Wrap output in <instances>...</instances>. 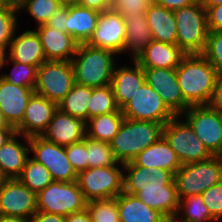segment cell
<instances>
[{
  "mask_svg": "<svg viewBox=\"0 0 222 222\" xmlns=\"http://www.w3.org/2000/svg\"><path fill=\"white\" fill-rule=\"evenodd\" d=\"M147 10H140L135 16H124L126 35L124 53L132 52V60H136L153 41L151 30L146 19Z\"/></svg>",
  "mask_w": 222,
  "mask_h": 222,
  "instance_id": "obj_26",
  "label": "cell"
},
{
  "mask_svg": "<svg viewBox=\"0 0 222 222\" xmlns=\"http://www.w3.org/2000/svg\"><path fill=\"white\" fill-rule=\"evenodd\" d=\"M124 118L120 109L117 112L92 117L86 122V136L109 143L118 133Z\"/></svg>",
  "mask_w": 222,
  "mask_h": 222,
  "instance_id": "obj_30",
  "label": "cell"
},
{
  "mask_svg": "<svg viewBox=\"0 0 222 222\" xmlns=\"http://www.w3.org/2000/svg\"><path fill=\"white\" fill-rule=\"evenodd\" d=\"M177 25V46L186 54H201L209 33L205 8L191 4L173 11Z\"/></svg>",
  "mask_w": 222,
  "mask_h": 222,
  "instance_id": "obj_6",
  "label": "cell"
},
{
  "mask_svg": "<svg viewBox=\"0 0 222 222\" xmlns=\"http://www.w3.org/2000/svg\"><path fill=\"white\" fill-rule=\"evenodd\" d=\"M181 116L212 155L222 156V113L199 105L190 106Z\"/></svg>",
  "mask_w": 222,
  "mask_h": 222,
  "instance_id": "obj_11",
  "label": "cell"
},
{
  "mask_svg": "<svg viewBox=\"0 0 222 222\" xmlns=\"http://www.w3.org/2000/svg\"><path fill=\"white\" fill-rule=\"evenodd\" d=\"M9 51L6 55L16 62L36 66L46 61L43 53L41 39L36 30H25L18 35L15 33Z\"/></svg>",
  "mask_w": 222,
  "mask_h": 222,
  "instance_id": "obj_23",
  "label": "cell"
},
{
  "mask_svg": "<svg viewBox=\"0 0 222 222\" xmlns=\"http://www.w3.org/2000/svg\"><path fill=\"white\" fill-rule=\"evenodd\" d=\"M92 87L75 83L71 91L58 103V109L75 118L88 120V102L91 98Z\"/></svg>",
  "mask_w": 222,
  "mask_h": 222,
  "instance_id": "obj_31",
  "label": "cell"
},
{
  "mask_svg": "<svg viewBox=\"0 0 222 222\" xmlns=\"http://www.w3.org/2000/svg\"><path fill=\"white\" fill-rule=\"evenodd\" d=\"M4 177L2 176V174L0 173V185H1V183L4 181Z\"/></svg>",
  "mask_w": 222,
  "mask_h": 222,
  "instance_id": "obj_57",
  "label": "cell"
},
{
  "mask_svg": "<svg viewBox=\"0 0 222 222\" xmlns=\"http://www.w3.org/2000/svg\"><path fill=\"white\" fill-rule=\"evenodd\" d=\"M174 182L179 199L201 195L222 182V156L213 155L204 161L182 165L174 174Z\"/></svg>",
  "mask_w": 222,
  "mask_h": 222,
  "instance_id": "obj_5",
  "label": "cell"
},
{
  "mask_svg": "<svg viewBox=\"0 0 222 222\" xmlns=\"http://www.w3.org/2000/svg\"><path fill=\"white\" fill-rule=\"evenodd\" d=\"M146 19L153 40L176 44L177 25L172 10L152 2L148 7Z\"/></svg>",
  "mask_w": 222,
  "mask_h": 222,
  "instance_id": "obj_29",
  "label": "cell"
},
{
  "mask_svg": "<svg viewBox=\"0 0 222 222\" xmlns=\"http://www.w3.org/2000/svg\"><path fill=\"white\" fill-rule=\"evenodd\" d=\"M31 158L43 164L54 181L75 182L78 173L67 158L65 147L45 140L41 136L29 137Z\"/></svg>",
  "mask_w": 222,
  "mask_h": 222,
  "instance_id": "obj_12",
  "label": "cell"
},
{
  "mask_svg": "<svg viewBox=\"0 0 222 222\" xmlns=\"http://www.w3.org/2000/svg\"><path fill=\"white\" fill-rule=\"evenodd\" d=\"M193 4H200L204 5L206 3V0H191Z\"/></svg>",
  "mask_w": 222,
  "mask_h": 222,
  "instance_id": "obj_56",
  "label": "cell"
},
{
  "mask_svg": "<svg viewBox=\"0 0 222 222\" xmlns=\"http://www.w3.org/2000/svg\"><path fill=\"white\" fill-rule=\"evenodd\" d=\"M201 196L209 213L218 222L222 218V182L211 186Z\"/></svg>",
  "mask_w": 222,
  "mask_h": 222,
  "instance_id": "obj_42",
  "label": "cell"
},
{
  "mask_svg": "<svg viewBox=\"0 0 222 222\" xmlns=\"http://www.w3.org/2000/svg\"><path fill=\"white\" fill-rule=\"evenodd\" d=\"M68 160L77 173L88 168V151L86 146V136L80 142L70 144L65 147Z\"/></svg>",
  "mask_w": 222,
  "mask_h": 222,
  "instance_id": "obj_41",
  "label": "cell"
},
{
  "mask_svg": "<svg viewBox=\"0 0 222 222\" xmlns=\"http://www.w3.org/2000/svg\"><path fill=\"white\" fill-rule=\"evenodd\" d=\"M85 136L86 122L60 109L56 110L50 124L41 135L45 140L63 147L80 142Z\"/></svg>",
  "mask_w": 222,
  "mask_h": 222,
  "instance_id": "obj_18",
  "label": "cell"
},
{
  "mask_svg": "<svg viewBox=\"0 0 222 222\" xmlns=\"http://www.w3.org/2000/svg\"><path fill=\"white\" fill-rule=\"evenodd\" d=\"M100 13L78 4L68 5L66 33L70 34L78 44H87L97 27Z\"/></svg>",
  "mask_w": 222,
  "mask_h": 222,
  "instance_id": "obj_27",
  "label": "cell"
},
{
  "mask_svg": "<svg viewBox=\"0 0 222 222\" xmlns=\"http://www.w3.org/2000/svg\"><path fill=\"white\" fill-rule=\"evenodd\" d=\"M163 137L182 165L204 161L213 156L181 115L175 116L164 125Z\"/></svg>",
  "mask_w": 222,
  "mask_h": 222,
  "instance_id": "obj_7",
  "label": "cell"
},
{
  "mask_svg": "<svg viewBox=\"0 0 222 222\" xmlns=\"http://www.w3.org/2000/svg\"><path fill=\"white\" fill-rule=\"evenodd\" d=\"M29 222H65V217L53 213L36 211Z\"/></svg>",
  "mask_w": 222,
  "mask_h": 222,
  "instance_id": "obj_48",
  "label": "cell"
},
{
  "mask_svg": "<svg viewBox=\"0 0 222 222\" xmlns=\"http://www.w3.org/2000/svg\"><path fill=\"white\" fill-rule=\"evenodd\" d=\"M34 93L33 88L17 86L0 77V109L12 127L16 128L22 122Z\"/></svg>",
  "mask_w": 222,
  "mask_h": 222,
  "instance_id": "obj_19",
  "label": "cell"
},
{
  "mask_svg": "<svg viewBox=\"0 0 222 222\" xmlns=\"http://www.w3.org/2000/svg\"><path fill=\"white\" fill-rule=\"evenodd\" d=\"M120 222H168L169 219L160 211L151 209L136 195L126 192L116 197Z\"/></svg>",
  "mask_w": 222,
  "mask_h": 222,
  "instance_id": "obj_28",
  "label": "cell"
},
{
  "mask_svg": "<svg viewBox=\"0 0 222 222\" xmlns=\"http://www.w3.org/2000/svg\"><path fill=\"white\" fill-rule=\"evenodd\" d=\"M132 162L136 166L165 169L174 174L182 166L175 151L163 136L140 152Z\"/></svg>",
  "mask_w": 222,
  "mask_h": 222,
  "instance_id": "obj_24",
  "label": "cell"
},
{
  "mask_svg": "<svg viewBox=\"0 0 222 222\" xmlns=\"http://www.w3.org/2000/svg\"><path fill=\"white\" fill-rule=\"evenodd\" d=\"M153 0H113L112 9L124 16H135L140 10H148Z\"/></svg>",
  "mask_w": 222,
  "mask_h": 222,
  "instance_id": "obj_43",
  "label": "cell"
},
{
  "mask_svg": "<svg viewBox=\"0 0 222 222\" xmlns=\"http://www.w3.org/2000/svg\"><path fill=\"white\" fill-rule=\"evenodd\" d=\"M86 146L88 151V168L115 166L119 164L114 157L110 143L86 136Z\"/></svg>",
  "mask_w": 222,
  "mask_h": 222,
  "instance_id": "obj_38",
  "label": "cell"
},
{
  "mask_svg": "<svg viewBox=\"0 0 222 222\" xmlns=\"http://www.w3.org/2000/svg\"><path fill=\"white\" fill-rule=\"evenodd\" d=\"M186 55L177 44L153 40L136 61L142 68H176Z\"/></svg>",
  "mask_w": 222,
  "mask_h": 222,
  "instance_id": "obj_25",
  "label": "cell"
},
{
  "mask_svg": "<svg viewBox=\"0 0 222 222\" xmlns=\"http://www.w3.org/2000/svg\"><path fill=\"white\" fill-rule=\"evenodd\" d=\"M176 72L184 100L190 106L207 105L218 74L215 67L202 54H186Z\"/></svg>",
  "mask_w": 222,
  "mask_h": 222,
  "instance_id": "obj_2",
  "label": "cell"
},
{
  "mask_svg": "<svg viewBox=\"0 0 222 222\" xmlns=\"http://www.w3.org/2000/svg\"><path fill=\"white\" fill-rule=\"evenodd\" d=\"M67 17H68V5H62L49 18L46 25H48L53 29L66 33Z\"/></svg>",
  "mask_w": 222,
  "mask_h": 222,
  "instance_id": "obj_44",
  "label": "cell"
},
{
  "mask_svg": "<svg viewBox=\"0 0 222 222\" xmlns=\"http://www.w3.org/2000/svg\"><path fill=\"white\" fill-rule=\"evenodd\" d=\"M121 165V166H120ZM120 166V168L118 167ZM123 163L80 171L77 183L85 200L116 198L123 192Z\"/></svg>",
  "mask_w": 222,
  "mask_h": 222,
  "instance_id": "obj_8",
  "label": "cell"
},
{
  "mask_svg": "<svg viewBox=\"0 0 222 222\" xmlns=\"http://www.w3.org/2000/svg\"><path fill=\"white\" fill-rule=\"evenodd\" d=\"M207 26L209 31H222V4L207 7Z\"/></svg>",
  "mask_w": 222,
  "mask_h": 222,
  "instance_id": "obj_45",
  "label": "cell"
},
{
  "mask_svg": "<svg viewBox=\"0 0 222 222\" xmlns=\"http://www.w3.org/2000/svg\"><path fill=\"white\" fill-rule=\"evenodd\" d=\"M37 211L68 216L86 208L87 201L77 183L53 181L36 194Z\"/></svg>",
  "mask_w": 222,
  "mask_h": 222,
  "instance_id": "obj_9",
  "label": "cell"
},
{
  "mask_svg": "<svg viewBox=\"0 0 222 222\" xmlns=\"http://www.w3.org/2000/svg\"><path fill=\"white\" fill-rule=\"evenodd\" d=\"M36 211V193L18 178L4 179L0 185V214L29 220Z\"/></svg>",
  "mask_w": 222,
  "mask_h": 222,
  "instance_id": "obj_14",
  "label": "cell"
},
{
  "mask_svg": "<svg viewBox=\"0 0 222 222\" xmlns=\"http://www.w3.org/2000/svg\"><path fill=\"white\" fill-rule=\"evenodd\" d=\"M57 109L56 102L34 93L28 102L22 122L15 128L16 132L28 137L41 136Z\"/></svg>",
  "mask_w": 222,
  "mask_h": 222,
  "instance_id": "obj_17",
  "label": "cell"
},
{
  "mask_svg": "<svg viewBox=\"0 0 222 222\" xmlns=\"http://www.w3.org/2000/svg\"><path fill=\"white\" fill-rule=\"evenodd\" d=\"M19 13L26 11L37 22V27L47 23L49 18L63 4L59 0H15ZM25 9V10H23Z\"/></svg>",
  "mask_w": 222,
  "mask_h": 222,
  "instance_id": "obj_37",
  "label": "cell"
},
{
  "mask_svg": "<svg viewBox=\"0 0 222 222\" xmlns=\"http://www.w3.org/2000/svg\"><path fill=\"white\" fill-rule=\"evenodd\" d=\"M18 179L36 194L54 181L50 171L31 157L27 159Z\"/></svg>",
  "mask_w": 222,
  "mask_h": 222,
  "instance_id": "obj_35",
  "label": "cell"
},
{
  "mask_svg": "<svg viewBox=\"0 0 222 222\" xmlns=\"http://www.w3.org/2000/svg\"><path fill=\"white\" fill-rule=\"evenodd\" d=\"M9 62H11V65L13 66L11 70L12 72H1L0 77L8 83L34 89L37 81L38 68L36 66L16 62L5 54L0 57V71Z\"/></svg>",
  "mask_w": 222,
  "mask_h": 222,
  "instance_id": "obj_34",
  "label": "cell"
},
{
  "mask_svg": "<svg viewBox=\"0 0 222 222\" xmlns=\"http://www.w3.org/2000/svg\"><path fill=\"white\" fill-rule=\"evenodd\" d=\"M123 192L136 195L151 209L160 211L173 220L179 208V197L174 173L165 169L136 166L132 161L124 163Z\"/></svg>",
  "mask_w": 222,
  "mask_h": 222,
  "instance_id": "obj_1",
  "label": "cell"
},
{
  "mask_svg": "<svg viewBox=\"0 0 222 222\" xmlns=\"http://www.w3.org/2000/svg\"><path fill=\"white\" fill-rule=\"evenodd\" d=\"M121 111L128 119L152 121L164 125L176 116L146 82Z\"/></svg>",
  "mask_w": 222,
  "mask_h": 222,
  "instance_id": "obj_13",
  "label": "cell"
},
{
  "mask_svg": "<svg viewBox=\"0 0 222 222\" xmlns=\"http://www.w3.org/2000/svg\"><path fill=\"white\" fill-rule=\"evenodd\" d=\"M46 60L71 61L76 53L78 43L73 37L44 24L36 29Z\"/></svg>",
  "mask_w": 222,
  "mask_h": 222,
  "instance_id": "obj_21",
  "label": "cell"
},
{
  "mask_svg": "<svg viewBox=\"0 0 222 222\" xmlns=\"http://www.w3.org/2000/svg\"><path fill=\"white\" fill-rule=\"evenodd\" d=\"M153 2L172 11L193 4L191 0H153Z\"/></svg>",
  "mask_w": 222,
  "mask_h": 222,
  "instance_id": "obj_49",
  "label": "cell"
},
{
  "mask_svg": "<svg viewBox=\"0 0 222 222\" xmlns=\"http://www.w3.org/2000/svg\"><path fill=\"white\" fill-rule=\"evenodd\" d=\"M16 133V129H0V148Z\"/></svg>",
  "mask_w": 222,
  "mask_h": 222,
  "instance_id": "obj_51",
  "label": "cell"
},
{
  "mask_svg": "<svg viewBox=\"0 0 222 222\" xmlns=\"http://www.w3.org/2000/svg\"><path fill=\"white\" fill-rule=\"evenodd\" d=\"M173 220L175 222H217L199 194L180 198L178 212Z\"/></svg>",
  "mask_w": 222,
  "mask_h": 222,
  "instance_id": "obj_33",
  "label": "cell"
},
{
  "mask_svg": "<svg viewBox=\"0 0 222 222\" xmlns=\"http://www.w3.org/2000/svg\"><path fill=\"white\" fill-rule=\"evenodd\" d=\"M18 137L23 138L24 143L18 141ZM29 155V137L16 132L0 148V173L2 176L5 179L18 178L30 157Z\"/></svg>",
  "mask_w": 222,
  "mask_h": 222,
  "instance_id": "obj_22",
  "label": "cell"
},
{
  "mask_svg": "<svg viewBox=\"0 0 222 222\" xmlns=\"http://www.w3.org/2000/svg\"><path fill=\"white\" fill-rule=\"evenodd\" d=\"M87 107L88 119L119 110L110 85L92 88L91 98Z\"/></svg>",
  "mask_w": 222,
  "mask_h": 222,
  "instance_id": "obj_36",
  "label": "cell"
},
{
  "mask_svg": "<svg viewBox=\"0 0 222 222\" xmlns=\"http://www.w3.org/2000/svg\"><path fill=\"white\" fill-rule=\"evenodd\" d=\"M18 7L15 0H0V55H5L18 32Z\"/></svg>",
  "mask_w": 222,
  "mask_h": 222,
  "instance_id": "obj_32",
  "label": "cell"
},
{
  "mask_svg": "<svg viewBox=\"0 0 222 222\" xmlns=\"http://www.w3.org/2000/svg\"><path fill=\"white\" fill-rule=\"evenodd\" d=\"M77 4L86 8L103 12L112 9L113 0H78Z\"/></svg>",
  "mask_w": 222,
  "mask_h": 222,
  "instance_id": "obj_47",
  "label": "cell"
},
{
  "mask_svg": "<svg viewBox=\"0 0 222 222\" xmlns=\"http://www.w3.org/2000/svg\"><path fill=\"white\" fill-rule=\"evenodd\" d=\"M92 222H120L116 198L91 200L86 203Z\"/></svg>",
  "mask_w": 222,
  "mask_h": 222,
  "instance_id": "obj_39",
  "label": "cell"
},
{
  "mask_svg": "<svg viewBox=\"0 0 222 222\" xmlns=\"http://www.w3.org/2000/svg\"><path fill=\"white\" fill-rule=\"evenodd\" d=\"M125 35L124 18L113 9H110L100 13L97 27L87 44L119 55L124 52Z\"/></svg>",
  "mask_w": 222,
  "mask_h": 222,
  "instance_id": "obj_16",
  "label": "cell"
},
{
  "mask_svg": "<svg viewBox=\"0 0 222 222\" xmlns=\"http://www.w3.org/2000/svg\"><path fill=\"white\" fill-rule=\"evenodd\" d=\"M75 84L71 61L46 60L37 69L35 93L57 104Z\"/></svg>",
  "mask_w": 222,
  "mask_h": 222,
  "instance_id": "obj_10",
  "label": "cell"
},
{
  "mask_svg": "<svg viewBox=\"0 0 222 222\" xmlns=\"http://www.w3.org/2000/svg\"><path fill=\"white\" fill-rule=\"evenodd\" d=\"M114 59L116 54L109 50L78 44L71 60L75 83L92 88L110 85L116 66Z\"/></svg>",
  "mask_w": 222,
  "mask_h": 222,
  "instance_id": "obj_4",
  "label": "cell"
},
{
  "mask_svg": "<svg viewBox=\"0 0 222 222\" xmlns=\"http://www.w3.org/2000/svg\"><path fill=\"white\" fill-rule=\"evenodd\" d=\"M63 5L77 4L78 0H59Z\"/></svg>",
  "mask_w": 222,
  "mask_h": 222,
  "instance_id": "obj_55",
  "label": "cell"
},
{
  "mask_svg": "<svg viewBox=\"0 0 222 222\" xmlns=\"http://www.w3.org/2000/svg\"><path fill=\"white\" fill-rule=\"evenodd\" d=\"M0 129H15L6 120V118H5L4 114L2 113L1 109H0Z\"/></svg>",
  "mask_w": 222,
  "mask_h": 222,
  "instance_id": "obj_53",
  "label": "cell"
},
{
  "mask_svg": "<svg viewBox=\"0 0 222 222\" xmlns=\"http://www.w3.org/2000/svg\"><path fill=\"white\" fill-rule=\"evenodd\" d=\"M65 222H92L91 216L87 208L80 212L72 213L65 217Z\"/></svg>",
  "mask_w": 222,
  "mask_h": 222,
  "instance_id": "obj_50",
  "label": "cell"
},
{
  "mask_svg": "<svg viewBox=\"0 0 222 222\" xmlns=\"http://www.w3.org/2000/svg\"><path fill=\"white\" fill-rule=\"evenodd\" d=\"M201 54L215 67L217 73H222V31H209Z\"/></svg>",
  "mask_w": 222,
  "mask_h": 222,
  "instance_id": "obj_40",
  "label": "cell"
},
{
  "mask_svg": "<svg viewBox=\"0 0 222 222\" xmlns=\"http://www.w3.org/2000/svg\"><path fill=\"white\" fill-rule=\"evenodd\" d=\"M164 124L124 118L118 133L109 142L119 163L132 161L163 136Z\"/></svg>",
  "mask_w": 222,
  "mask_h": 222,
  "instance_id": "obj_3",
  "label": "cell"
},
{
  "mask_svg": "<svg viewBox=\"0 0 222 222\" xmlns=\"http://www.w3.org/2000/svg\"><path fill=\"white\" fill-rule=\"evenodd\" d=\"M0 222H29V220L17 216H5L0 214Z\"/></svg>",
  "mask_w": 222,
  "mask_h": 222,
  "instance_id": "obj_52",
  "label": "cell"
},
{
  "mask_svg": "<svg viewBox=\"0 0 222 222\" xmlns=\"http://www.w3.org/2000/svg\"><path fill=\"white\" fill-rule=\"evenodd\" d=\"M143 70L145 82L160 95L176 116L182 115L190 107L181 93L176 68H143Z\"/></svg>",
  "mask_w": 222,
  "mask_h": 222,
  "instance_id": "obj_15",
  "label": "cell"
},
{
  "mask_svg": "<svg viewBox=\"0 0 222 222\" xmlns=\"http://www.w3.org/2000/svg\"><path fill=\"white\" fill-rule=\"evenodd\" d=\"M222 4V0H206V3L203 7L206 9L207 7L216 6Z\"/></svg>",
  "mask_w": 222,
  "mask_h": 222,
  "instance_id": "obj_54",
  "label": "cell"
},
{
  "mask_svg": "<svg viewBox=\"0 0 222 222\" xmlns=\"http://www.w3.org/2000/svg\"><path fill=\"white\" fill-rule=\"evenodd\" d=\"M134 66H115L111 79V88L116 103L121 110L145 82V74L141 65L133 60ZM118 67V68H117Z\"/></svg>",
  "mask_w": 222,
  "mask_h": 222,
  "instance_id": "obj_20",
  "label": "cell"
},
{
  "mask_svg": "<svg viewBox=\"0 0 222 222\" xmlns=\"http://www.w3.org/2000/svg\"><path fill=\"white\" fill-rule=\"evenodd\" d=\"M207 106L210 109L222 113V73L217 74L213 93L210 97L209 102L207 103Z\"/></svg>",
  "mask_w": 222,
  "mask_h": 222,
  "instance_id": "obj_46",
  "label": "cell"
}]
</instances>
